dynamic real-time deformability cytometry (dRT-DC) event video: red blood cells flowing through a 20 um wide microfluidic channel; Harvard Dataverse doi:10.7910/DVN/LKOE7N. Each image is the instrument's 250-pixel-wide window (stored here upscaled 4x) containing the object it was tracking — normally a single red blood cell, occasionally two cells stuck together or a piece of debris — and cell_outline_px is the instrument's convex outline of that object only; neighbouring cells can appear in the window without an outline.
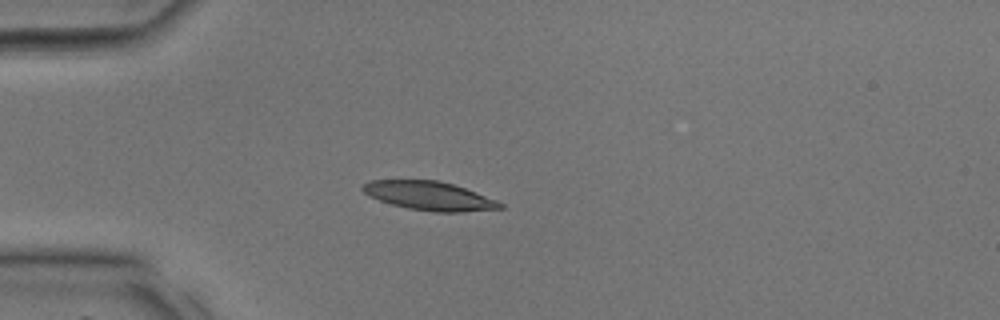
{"species": "common noctule bat (a hibernating species)", "species_latin": "Nyctalus noctula", "temperature_condition": "room temperature", "stored_images_in_passage": 27, "camera_frame_rate_fps": 3000, "um_per_image_px": 0.085, "animal": {"sex": "male", "body_mass_g": 17.9, "forearm_length_mm": 54.2}, "frame": {"image": 1, "passage_image": 1, "time_ms": 0.0, "image_size_px": [1000, 320], "cell_outline_px": [[504, 208], [464, 212], [432, 212], [408, 208], [392, 204], [380, 200], [364, 192], [360, 188], [360, 184], [368, 180], [436, 180], [452, 184], [476, 192], [496, 200], [504, 204]], "centroid_in_image_um": [36.48, 16.65], "position_along_channel_um": 48.5, "area_um2": 23.0}}
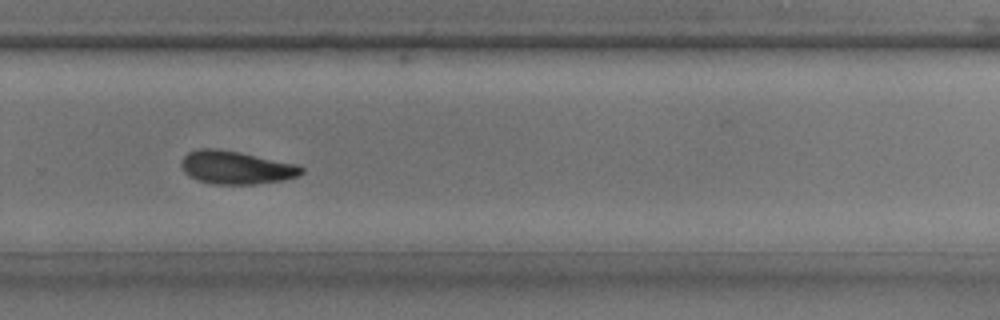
{"frame": {"image": 2, "passage_image": 16, "time_ms": 5.0, "image_size_px": [1000, 320], "cell_outline_px": [[304, 172], [296, 176], [284, 180], [256, 184], [216, 184], [200, 180], [188, 176], [184, 172], [180, 164], [184, 156], [188, 152], [196, 148], [216, 148], [240, 152], [296, 164], [304, 168]], "centroid_in_image_um": [20.05, 14.23], "position_along_channel_um": 309.8, "area_um2": 23.18}}
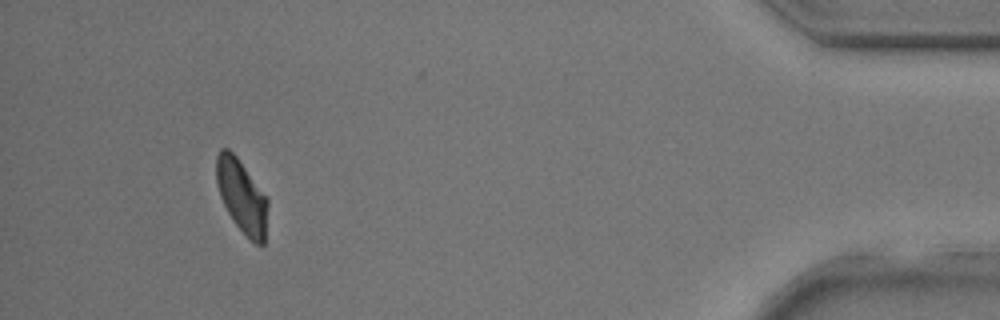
{"frame": {"image": 3, "passage_image": 25, "time_ms": 8.0, "image_size_px": [1000, 320], "cell_outline_px": [[268, 204], [264, 244], [256, 244], [232, 220], [220, 196], [216, 180], [216, 156], [220, 148], [228, 148], [236, 156], [268, 196]], "centroid_in_image_um": [20.56, 16.63], "position_along_channel_um": 414.6, "area_um2": 21.85}}